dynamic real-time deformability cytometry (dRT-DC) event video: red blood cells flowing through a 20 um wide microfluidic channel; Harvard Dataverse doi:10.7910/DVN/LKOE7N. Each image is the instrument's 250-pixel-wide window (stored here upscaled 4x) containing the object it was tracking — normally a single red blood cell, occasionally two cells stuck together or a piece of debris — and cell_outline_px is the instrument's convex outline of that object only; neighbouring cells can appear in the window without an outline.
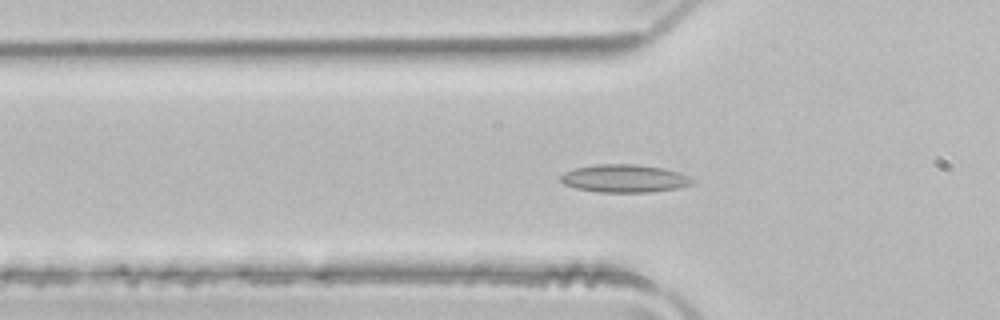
{"species": "common noctule bat (a hibernating species)", "species_latin": "Nyctalus noctula", "temperature_condition": "room temperature", "stored_images_in_passage": 20, "camera_frame_rate_fps": 3000, "um_per_image_px": 0.085, "animal": {"sex": "male", "body_mass_g": 21.5, "forearm_length_mm": 52.0}, "frame": {"image": 1, "passage_image": 2, "time_ms": 0.333, "image_size_px": [1000, 320], "cell_outline_px": [[696, 180], [692, 184], [676, 188], [652, 192], [596, 192], [576, 188], [564, 184], [560, 180], [560, 176], [564, 172], [576, 168], [596, 164], [636, 164], [664, 168], [680, 172]], "centroid_in_image_um": [53.09, 15.17], "position_along_channel_um": 72.7, "area_um2": 21.5}}
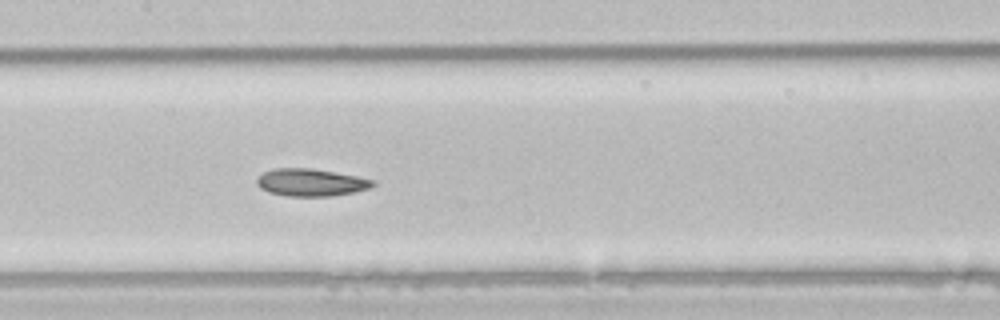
{"frame": {"image": 2, "passage_image": 10, "time_ms": 3.0, "image_size_px": [1000, 320], "cell_outline_px": [[376, 184], [368, 188], [356, 192], [332, 196], [288, 196], [268, 192], [260, 188], [256, 184], [256, 180], [264, 172], [276, 168], [312, 168], [336, 172], [376, 180]], "centroid_in_image_um": [26.45, 15.51], "position_along_channel_um": 181.0, "area_um2": 18.61}}
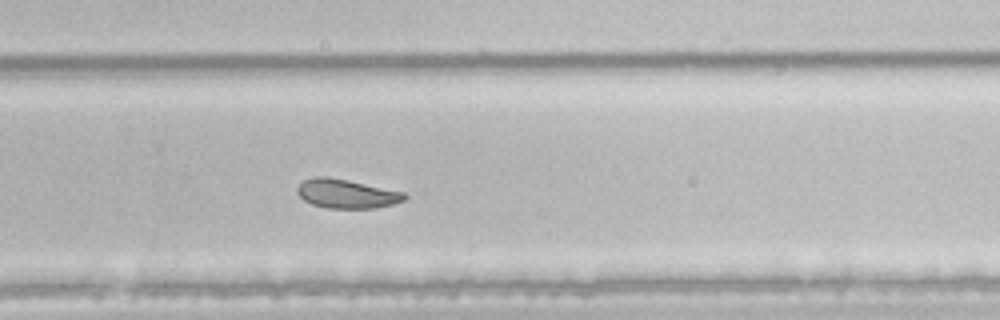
{"frame": {"image": 3, "passage_image": 20, "time_ms": 6.333, "image_size_px": [1000, 320], "cell_outline_px": [[408, 196], [404, 200], [392, 204], [376, 208], [328, 208], [312, 204], [304, 200], [296, 192], [296, 188], [304, 180], [316, 176], [328, 176], [348, 180], [404, 192]], "centroid_in_image_um": [29.45, 16.46], "position_along_channel_um": 300.4, "area_um2": 18.09}}